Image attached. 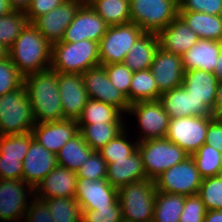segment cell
<instances>
[{"instance_id": "obj_1", "label": "cell", "mask_w": 222, "mask_h": 222, "mask_svg": "<svg viewBox=\"0 0 222 222\" xmlns=\"http://www.w3.org/2000/svg\"><path fill=\"white\" fill-rule=\"evenodd\" d=\"M57 80L58 72L52 68L24 76L36 124L64 119Z\"/></svg>"}, {"instance_id": "obj_2", "label": "cell", "mask_w": 222, "mask_h": 222, "mask_svg": "<svg viewBox=\"0 0 222 222\" xmlns=\"http://www.w3.org/2000/svg\"><path fill=\"white\" fill-rule=\"evenodd\" d=\"M9 57L23 75L51 68L52 44L28 23L9 49Z\"/></svg>"}, {"instance_id": "obj_3", "label": "cell", "mask_w": 222, "mask_h": 222, "mask_svg": "<svg viewBox=\"0 0 222 222\" xmlns=\"http://www.w3.org/2000/svg\"><path fill=\"white\" fill-rule=\"evenodd\" d=\"M100 65L99 43L82 40L52 44L51 68L59 73L82 74Z\"/></svg>"}, {"instance_id": "obj_4", "label": "cell", "mask_w": 222, "mask_h": 222, "mask_svg": "<svg viewBox=\"0 0 222 222\" xmlns=\"http://www.w3.org/2000/svg\"><path fill=\"white\" fill-rule=\"evenodd\" d=\"M152 179L129 183L118 188V201L123 222H151L156 196Z\"/></svg>"}, {"instance_id": "obj_5", "label": "cell", "mask_w": 222, "mask_h": 222, "mask_svg": "<svg viewBox=\"0 0 222 222\" xmlns=\"http://www.w3.org/2000/svg\"><path fill=\"white\" fill-rule=\"evenodd\" d=\"M32 107L24 87L0 96V133L24 134L35 126Z\"/></svg>"}, {"instance_id": "obj_6", "label": "cell", "mask_w": 222, "mask_h": 222, "mask_svg": "<svg viewBox=\"0 0 222 222\" xmlns=\"http://www.w3.org/2000/svg\"><path fill=\"white\" fill-rule=\"evenodd\" d=\"M138 151L142 157L146 176L152 180L190 156L177 144L166 138L139 142Z\"/></svg>"}, {"instance_id": "obj_7", "label": "cell", "mask_w": 222, "mask_h": 222, "mask_svg": "<svg viewBox=\"0 0 222 222\" xmlns=\"http://www.w3.org/2000/svg\"><path fill=\"white\" fill-rule=\"evenodd\" d=\"M178 0H130L131 22L158 34L178 16Z\"/></svg>"}, {"instance_id": "obj_8", "label": "cell", "mask_w": 222, "mask_h": 222, "mask_svg": "<svg viewBox=\"0 0 222 222\" xmlns=\"http://www.w3.org/2000/svg\"><path fill=\"white\" fill-rule=\"evenodd\" d=\"M143 32L133 22L108 26L99 43L100 65L124 63L130 48Z\"/></svg>"}, {"instance_id": "obj_9", "label": "cell", "mask_w": 222, "mask_h": 222, "mask_svg": "<svg viewBox=\"0 0 222 222\" xmlns=\"http://www.w3.org/2000/svg\"><path fill=\"white\" fill-rule=\"evenodd\" d=\"M137 119L138 142L166 137L170 117L159 100L140 101L130 105L127 116ZM133 115V116H132Z\"/></svg>"}, {"instance_id": "obj_10", "label": "cell", "mask_w": 222, "mask_h": 222, "mask_svg": "<svg viewBox=\"0 0 222 222\" xmlns=\"http://www.w3.org/2000/svg\"><path fill=\"white\" fill-rule=\"evenodd\" d=\"M214 117L192 116L170 119L165 138L191 155L205 143L208 124Z\"/></svg>"}, {"instance_id": "obj_11", "label": "cell", "mask_w": 222, "mask_h": 222, "mask_svg": "<svg viewBox=\"0 0 222 222\" xmlns=\"http://www.w3.org/2000/svg\"><path fill=\"white\" fill-rule=\"evenodd\" d=\"M218 79L214 73L200 69L184 71L182 87L194 100L195 116H214Z\"/></svg>"}, {"instance_id": "obj_12", "label": "cell", "mask_w": 222, "mask_h": 222, "mask_svg": "<svg viewBox=\"0 0 222 222\" xmlns=\"http://www.w3.org/2000/svg\"><path fill=\"white\" fill-rule=\"evenodd\" d=\"M157 191L185 196L196 195L202 177L191 156L165 170L155 180Z\"/></svg>"}, {"instance_id": "obj_13", "label": "cell", "mask_w": 222, "mask_h": 222, "mask_svg": "<svg viewBox=\"0 0 222 222\" xmlns=\"http://www.w3.org/2000/svg\"><path fill=\"white\" fill-rule=\"evenodd\" d=\"M33 197L34 188L23 180L0 179V215L2 220H23L31 202L29 199H33Z\"/></svg>"}, {"instance_id": "obj_14", "label": "cell", "mask_w": 222, "mask_h": 222, "mask_svg": "<svg viewBox=\"0 0 222 222\" xmlns=\"http://www.w3.org/2000/svg\"><path fill=\"white\" fill-rule=\"evenodd\" d=\"M82 77L88 98L110 104L127 115L131 104L127 97L113 86L103 65L89 68L82 73Z\"/></svg>"}, {"instance_id": "obj_15", "label": "cell", "mask_w": 222, "mask_h": 222, "mask_svg": "<svg viewBox=\"0 0 222 222\" xmlns=\"http://www.w3.org/2000/svg\"><path fill=\"white\" fill-rule=\"evenodd\" d=\"M108 25L89 6L83 3L76 12L74 19L64 31L62 40L59 42L75 43L82 40H91L100 43L105 35Z\"/></svg>"}, {"instance_id": "obj_16", "label": "cell", "mask_w": 222, "mask_h": 222, "mask_svg": "<svg viewBox=\"0 0 222 222\" xmlns=\"http://www.w3.org/2000/svg\"><path fill=\"white\" fill-rule=\"evenodd\" d=\"M75 199L79 203L81 210L120 206L118 188L111 186L106 179L78 178Z\"/></svg>"}, {"instance_id": "obj_17", "label": "cell", "mask_w": 222, "mask_h": 222, "mask_svg": "<svg viewBox=\"0 0 222 222\" xmlns=\"http://www.w3.org/2000/svg\"><path fill=\"white\" fill-rule=\"evenodd\" d=\"M82 4L78 0H65L54 10L37 17L32 24L47 41L54 44L62 40L64 31Z\"/></svg>"}, {"instance_id": "obj_18", "label": "cell", "mask_w": 222, "mask_h": 222, "mask_svg": "<svg viewBox=\"0 0 222 222\" xmlns=\"http://www.w3.org/2000/svg\"><path fill=\"white\" fill-rule=\"evenodd\" d=\"M64 119L77 120L88 98L82 74L59 73L57 80Z\"/></svg>"}, {"instance_id": "obj_19", "label": "cell", "mask_w": 222, "mask_h": 222, "mask_svg": "<svg viewBox=\"0 0 222 222\" xmlns=\"http://www.w3.org/2000/svg\"><path fill=\"white\" fill-rule=\"evenodd\" d=\"M150 70L161 93L181 87L184 78L182 57L162 49L155 52Z\"/></svg>"}, {"instance_id": "obj_20", "label": "cell", "mask_w": 222, "mask_h": 222, "mask_svg": "<svg viewBox=\"0 0 222 222\" xmlns=\"http://www.w3.org/2000/svg\"><path fill=\"white\" fill-rule=\"evenodd\" d=\"M78 132L77 120L71 119L38 123L31 131L35 141L54 154Z\"/></svg>"}, {"instance_id": "obj_21", "label": "cell", "mask_w": 222, "mask_h": 222, "mask_svg": "<svg viewBox=\"0 0 222 222\" xmlns=\"http://www.w3.org/2000/svg\"><path fill=\"white\" fill-rule=\"evenodd\" d=\"M22 165V180L35 188L58 163L56 154L48 151L33 139Z\"/></svg>"}, {"instance_id": "obj_22", "label": "cell", "mask_w": 222, "mask_h": 222, "mask_svg": "<svg viewBox=\"0 0 222 222\" xmlns=\"http://www.w3.org/2000/svg\"><path fill=\"white\" fill-rule=\"evenodd\" d=\"M78 176L75 171L57 165L34 188V197L50 199L58 197H75Z\"/></svg>"}, {"instance_id": "obj_23", "label": "cell", "mask_w": 222, "mask_h": 222, "mask_svg": "<svg viewBox=\"0 0 222 222\" xmlns=\"http://www.w3.org/2000/svg\"><path fill=\"white\" fill-rule=\"evenodd\" d=\"M157 35L162 49L179 56L185 54L200 40L199 36L179 16Z\"/></svg>"}, {"instance_id": "obj_24", "label": "cell", "mask_w": 222, "mask_h": 222, "mask_svg": "<svg viewBox=\"0 0 222 222\" xmlns=\"http://www.w3.org/2000/svg\"><path fill=\"white\" fill-rule=\"evenodd\" d=\"M145 179L147 176L138 150L126 159H112V163L107 164L106 180L113 187L119 188Z\"/></svg>"}, {"instance_id": "obj_25", "label": "cell", "mask_w": 222, "mask_h": 222, "mask_svg": "<svg viewBox=\"0 0 222 222\" xmlns=\"http://www.w3.org/2000/svg\"><path fill=\"white\" fill-rule=\"evenodd\" d=\"M221 51L222 42L200 39L181 56L184 71L200 69L214 73Z\"/></svg>"}, {"instance_id": "obj_26", "label": "cell", "mask_w": 222, "mask_h": 222, "mask_svg": "<svg viewBox=\"0 0 222 222\" xmlns=\"http://www.w3.org/2000/svg\"><path fill=\"white\" fill-rule=\"evenodd\" d=\"M158 47V35L152 32H143L130 48L124 64L133 72L150 69Z\"/></svg>"}, {"instance_id": "obj_27", "label": "cell", "mask_w": 222, "mask_h": 222, "mask_svg": "<svg viewBox=\"0 0 222 222\" xmlns=\"http://www.w3.org/2000/svg\"><path fill=\"white\" fill-rule=\"evenodd\" d=\"M178 16L200 39L222 42V15L196 11H178Z\"/></svg>"}, {"instance_id": "obj_28", "label": "cell", "mask_w": 222, "mask_h": 222, "mask_svg": "<svg viewBox=\"0 0 222 222\" xmlns=\"http://www.w3.org/2000/svg\"><path fill=\"white\" fill-rule=\"evenodd\" d=\"M94 150L85 142L78 132L56 154L57 163L72 171H78Z\"/></svg>"}, {"instance_id": "obj_29", "label": "cell", "mask_w": 222, "mask_h": 222, "mask_svg": "<svg viewBox=\"0 0 222 222\" xmlns=\"http://www.w3.org/2000/svg\"><path fill=\"white\" fill-rule=\"evenodd\" d=\"M79 132L85 142L94 150L98 151L110 140L116 138L126 128L125 123H94L78 124Z\"/></svg>"}, {"instance_id": "obj_30", "label": "cell", "mask_w": 222, "mask_h": 222, "mask_svg": "<svg viewBox=\"0 0 222 222\" xmlns=\"http://www.w3.org/2000/svg\"><path fill=\"white\" fill-rule=\"evenodd\" d=\"M126 116L114 106L105 102L89 98L83 107L77 124L94 123H124Z\"/></svg>"}, {"instance_id": "obj_31", "label": "cell", "mask_w": 222, "mask_h": 222, "mask_svg": "<svg viewBox=\"0 0 222 222\" xmlns=\"http://www.w3.org/2000/svg\"><path fill=\"white\" fill-rule=\"evenodd\" d=\"M88 4L108 26L131 22L130 0H89Z\"/></svg>"}, {"instance_id": "obj_32", "label": "cell", "mask_w": 222, "mask_h": 222, "mask_svg": "<svg viewBox=\"0 0 222 222\" xmlns=\"http://www.w3.org/2000/svg\"><path fill=\"white\" fill-rule=\"evenodd\" d=\"M159 101L170 119L195 116L194 100L182 86L163 92Z\"/></svg>"}, {"instance_id": "obj_33", "label": "cell", "mask_w": 222, "mask_h": 222, "mask_svg": "<svg viewBox=\"0 0 222 222\" xmlns=\"http://www.w3.org/2000/svg\"><path fill=\"white\" fill-rule=\"evenodd\" d=\"M185 195L156 191L153 222H179Z\"/></svg>"}, {"instance_id": "obj_34", "label": "cell", "mask_w": 222, "mask_h": 222, "mask_svg": "<svg viewBox=\"0 0 222 222\" xmlns=\"http://www.w3.org/2000/svg\"><path fill=\"white\" fill-rule=\"evenodd\" d=\"M161 94L150 69L133 72L129 89L130 104L140 101L159 100Z\"/></svg>"}, {"instance_id": "obj_35", "label": "cell", "mask_w": 222, "mask_h": 222, "mask_svg": "<svg viewBox=\"0 0 222 222\" xmlns=\"http://www.w3.org/2000/svg\"><path fill=\"white\" fill-rule=\"evenodd\" d=\"M43 200L54 222H81L82 210L75 197H58Z\"/></svg>"}, {"instance_id": "obj_36", "label": "cell", "mask_w": 222, "mask_h": 222, "mask_svg": "<svg viewBox=\"0 0 222 222\" xmlns=\"http://www.w3.org/2000/svg\"><path fill=\"white\" fill-rule=\"evenodd\" d=\"M128 129L127 126L116 138L110 140L104 147L98 150V153L107 164L112 163V159H126V157L131 156L138 150L139 142L138 140L132 142Z\"/></svg>"}, {"instance_id": "obj_37", "label": "cell", "mask_w": 222, "mask_h": 222, "mask_svg": "<svg viewBox=\"0 0 222 222\" xmlns=\"http://www.w3.org/2000/svg\"><path fill=\"white\" fill-rule=\"evenodd\" d=\"M29 23L25 11L13 10L0 17V43L11 48L14 41Z\"/></svg>"}, {"instance_id": "obj_38", "label": "cell", "mask_w": 222, "mask_h": 222, "mask_svg": "<svg viewBox=\"0 0 222 222\" xmlns=\"http://www.w3.org/2000/svg\"><path fill=\"white\" fill-rule=\"evenodd\" d=\"M221 150L204 143L195 153L191 154L196 168L202 178L217 176L221 170Z\"/></svg>"}, {"instance_id": "obj_39", "label": "cell", "mask_w": 222, "mask_h": 222, "mask_svg": "<svg viewBox=\"0 0 222 222\" xmlns=\"http://www.w3.org/2000/svg\"><path fill=\"white\" fill-rule=\"evenodd\" d=\"M197 195L207 211L222 210V178L219 175L202 178Z\"/></svg>"}, {"instance_id": "obj_40", "label": "cell", "mask_w": 222, "mask_h": 222, "mask_svg": "<svg viewBox=\"0 0 222 222\" xmlns=\"http://www.w3.org/2000/svg\"><path fill=\"white\" fill-rule=\"evenodd\" d=\"M31 132L24 134L3 135L0 156L20 158L23 162L33 140Z\"/></svg>"}, {"instance_id": "obj_41", "label": "cell", "mask_w": 222, "mask_h": 222, "mask_svg": "<svg viewBox=\"0 0 222 222\" xmlns=\"http://www.w3.org/2000/svg\"><path fill=\"white\" fill-rule=\"evenodd\" d=\"M24 76L17 70L10 57L0 61V96L23 86Z\"/></svg>"}, {"instance_id": "obj_42", "label": "cell", "mask_w": 222, "mask_h": 222, "mask_svg": "<svg viewBox=\"0 0 222 222\" xmlns=\"http://www.w3.org/2000/svg\"><path fill=\"white\" fill-rule=\"evenodd\" d=\"M103 66L113 86L120 90L129 101V89L131 86L133 71H131L124 63L105 64Z\"/></svg>"}, {"instance_id": "obj_43", "label": "cell", "mask_w": 222, "mask_h": 222, "mask_svg": "<svg viewBox=\"0 0 222 222\" xmlns=\"http://www.w3.org/2000/svg\"><path fill=\"white\" fill-rule=\"evenodd\" d=\"M76 173L78 178L103 180L106 179L107 163L98 151H94Z\"/></svg>"}, {"instance_id": "obj_44", "label": "cell", "mask_w": 222, "mask_h": 222, "mask_svg": "<svg viewBox=\"0 0 222 222\" xmlns=\"http://www.w3.org/2000/svg\"><path fill=\"white\" fill-rule=\"evenodd\" d=\"M207 209L202 199L196 195L185 197L184 208L179 218V222H203Z\"/></svg>"}, {"instance_id": "obj_45", "label": "cell", "mask_w": 222, "mask_h": 222, "mask_svg": "<svg viewBox=\"0 0 222 222\" xmlns=\"http://www.w3.org/2000/svg\"><path fill=\"white\" fill-rule=\"evenodd\" d=\"M81 222H123L121 207L108 206L96 210H82Z\"/></svg>"}, {"instance_id": "obj_46", "label": "cell", "mask_w": 222, "mask_h": 222, "mask_svg": "<svg viewBox=\"0 0 222 222\" xmlns=\"http://www.w3.org/2000/svg\"><path fill=\"white\" fill-rule=\"evenodd\" d=\"M178 11H196L210 15H222V0H178Z\"/></svg>"}, {"instance_id": "obj_47", "label": "cell", "mask_w": 222, "mask_h": 222, "mask_svg": "<svg viewBox=\"0 0 222 222\" xmlns=\"http://www.w3.org/2000/svg\"><path fill=\"white\" fill-rule=\"evenodd\" d=\"M24 222H54L47 204L36 197L31 199L26 211Z\"/></svg>"}, {"instance_id": "obj_48", "label": "cell", "mask_w": 222, "mask_h": 222, "mask_svg": "<svg viewBox=\"0 0 222 222\" xmlns=\"http://www.w3.org/2000/svg\"><path fill=\"white\" fill-rule=\"evenodd\" d=\"M22 171L20 158L0 156V179L22 180Z\"/></svg>"}, {"instance_id": "obj_49", "label": "cell", "mask_w": 222, "mask_h": 222, "mask_svg": "<svg viewBox=\"0 0 222 222\" xmlns=\"http://www.w3.org/2000/svg\"><path fill=\"white\" fill-rule=\"evenodd\" d=\"M64 1L65 0H32L25 11L29 23H32L40 15L54 10Z\"/></svg>"}, {"instance_id": "obj_50", "label": "cell", "mask_w": 222, "mask_h": 222, "mask_svg": "<svg viewBox=\"0 0 222 222\" xmlns=\"http://www.w3.org/2000/svg\"><path fill=\"white\" fill-rule=\"evenodd\" d=\"M205 143L216 150H222V117H214L208 124Z\"/></svg>"}, {"instance_id": "obj_51", "label": "cell", "mask_w": 222, "mask_h": 222, "mask_svg": "<svg viewBox=\"0 0 222 222\" xmlns=\"http://www.w3.org/2000/svg\"><path fill=\"white\" fill-rule=\"evenodd\" d=\"M214 116L221 117L222 116V80L218 82L215 106H214Z\"/></svg>"}, {"instance_id": "obj_52", "label": "cell", "mask_w": 222, "mask_h": 222, "mask_svg": "<svg viewBox=\"0 0 222 222\" xmlns=\"http://www.w3.org/2000/svg\"><path fill=\"white\" fill-rule=\"evenodd\" d=\"M32 0H8L10 7L17 11H26Z\"/></svg>"}, {"instance_id": "obj_53", "label": "cell", "mask_w": 222, "mask_h": 222, "mask_svg": "<svg viewBox=\"0 0 222 222\" xmlns=\"http://www.w3.org/2000/svg\"><path fill=\"white\" fill-rule=\"evenodd\" d=\"M203 222H222V210L207 211Z\"/></svg>"}, {"instance_id": "obj_54", "label": "cell", "mask_w": 222, "mask_h": 222, "mask_svg": "<svg viewBox=\"0 0 222 222\" xmlns=\"http://www.w3.org/2000/svg\"><path fill=\"white\" fill-rule=\"evenodd\" d=\"M13 11V9L10 7L8 0H0V17L7 15Z\"/></svg>"}, {"instance_id": "obj_55", "label": "cell", "mask_w": 222, "mask_h": 222, "mask_svg": "<svg viewBox=\"0 0 222 222\" xmlns=\"http://www.w3.org/2000/svg\"><path fill=\"white\" fill-rule=\"evenodd\" d=\"M214 74L217 77L218 81L222 80V51L217 59Z\"/></svg>"}, {"instance_id": "obj_56", "label": "cell", "mask_w": 222, "mask_h": 222, "mask_svg": "<svg viewBox=\"0 0 222 222\" xmlns=\"http://www.w3.org/2000/svg\"><path fill=\"white\" fill-rule=\"evenodd\" d=\"M9 57V49L0 43V61Z\"/></svg>"}, {"instance_id": "obj_57", "label": "cell", "mask_w": 222, "mask_h": 222, "mask_svg": "<svg viewBox=\"0 0 222 222\" xmlns=\"http://www.w3.org/2000/svg\"><path fill=\"white\" fill-rule=\"evenodd\" d=\"M220 162H221V170H222V150H221V155H220Z\"/></svg>"}, {"instance_id": "obj_58", "label": "cell", "mask_w": 222, "mask_h": 222, "mask_svg": "<svg viewBox=\"0 0 222 222\" xmlns=\"http://www.w3.org/2000/svg\"><path fill=\"white\" fill-rule=\"evenodd\" d=\"M78 1H80L82 3H88L89 2V0H78Z\"/></svg>"}, {"instance_id": "obj_59", "label": "cell", "mask_w": 222, "mask_h": 222, "mask_svg": "<svg viewBox=\"0 0 222 222\" xmlns=\"http://www.w3.org/2000/svg\"><path fill=\"white\" fill-rule=\"evenodd\" d=\"M2 137H3V135L0 133V147H1Z\"/></svg>"}, {"instance_id": "obj_60", "label": "cell", "mask_w": 222, "mask_h": 222, "mask_svg": "<svg viewBox=\"0 0 222 222\" xmlns=\"http://www.w3.org/2000/svg\"><path fill=\"white\" fill-rule=\"evenodd\" d=\"M19 221H21V220H13V221H3V222H19Z\"/></svg>"}, {"instance_id": "obj_61", "label": "cell", "mask_w": 222, "mask_h": 222, "mask_svg": "<svg viewBox=\"0 0 222 222\" xmlns=\"http://www.w3.org/2000/svg\"><path fill=\"white\" fill-rule=\"evenodd\" d=\"M219 176L222 178V170H220Z\"/></svg>"}]
</instances>
